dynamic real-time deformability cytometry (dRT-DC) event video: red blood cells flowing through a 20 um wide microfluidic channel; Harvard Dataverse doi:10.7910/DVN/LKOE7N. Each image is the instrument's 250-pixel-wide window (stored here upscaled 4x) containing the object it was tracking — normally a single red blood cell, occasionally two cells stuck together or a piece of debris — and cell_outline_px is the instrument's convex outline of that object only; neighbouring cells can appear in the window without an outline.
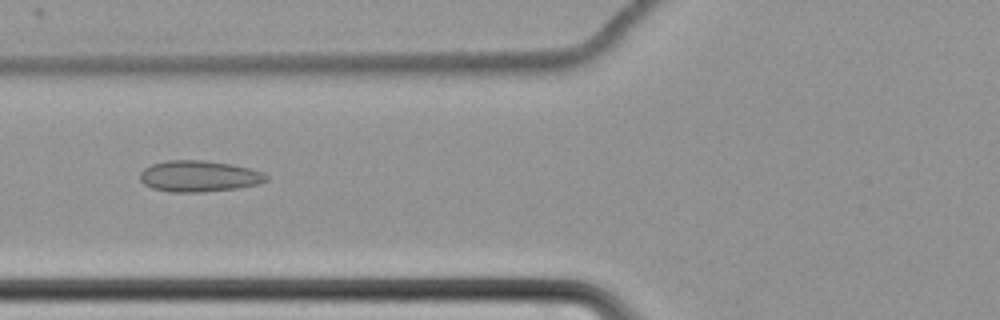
{"species": "common noctule bat (a hibernating species)", "species_latin": "Nyctalus noctula", "temperature_condition": "cold", "stored_images_in_passage": 42, "camera_frame_rate_fps": 3000, "um_per_image_px": 0.085, "animal": {"sex": "female", "body_mass_g": 22.7, "forearm_length_mm": 54.2}, "frame": {"image": 1, "passage_image": 6, "time_ms": 1.667, "image_size_px": [1000, 320], "cell_outline_px": [[268, 180], [260, 184], [240, 188], [200, 192], [172, 192], [152, 188], [144, 184], [140, 180], [140, 172], [144, 168], [152, 164], [168, 160], [204, 160], [232, 164], [264, 172], [268, 176]], "centroid_in_image_um": [16.94, 14.98], "position_along_channel_um": 108.9, "area_um2": 23.12}}
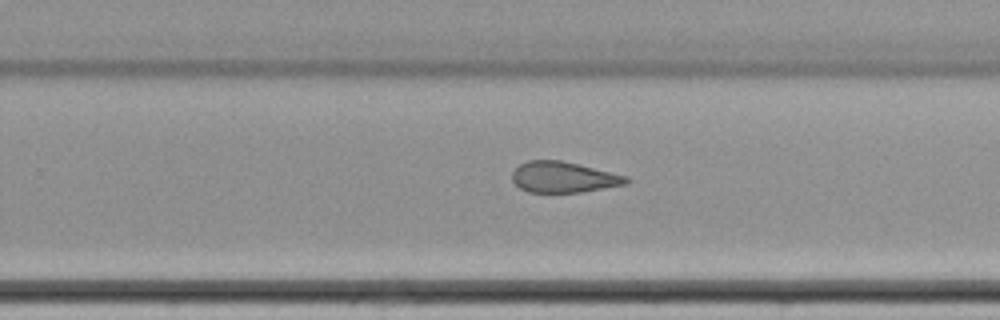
{"frame": {"image": 2, "passage_image": 21, "time_ms": 6.667, "image_size_px": [1000, 320], "cell_outline_px": [[632, 180], [628, 184], [580, 192], [528, 192], [520, 188], [512, 180], [512, 172], [520, 164], [528, 160], [560, 160], [628, 176]], "centroid_in_image_um": [47.92, 15.06], "position_along_channel_um": 281.9, "area_um2": 20.46}}
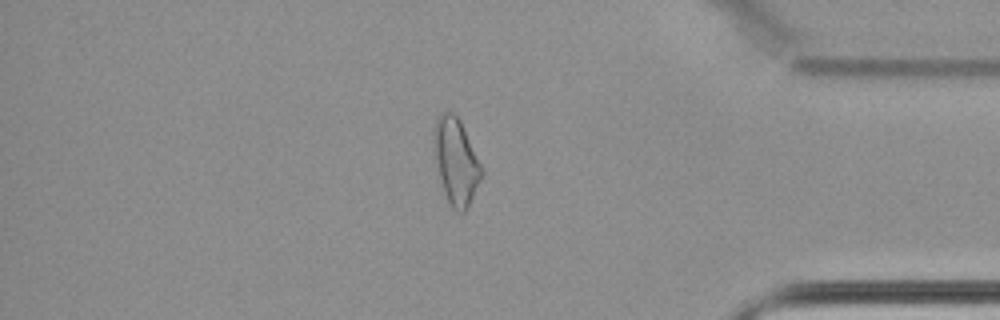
{"frame": {"image": 3, "passage_image": 33, "time_ms": 10.667, "image_size_px": [1000, 320], "cell_outline_px": [[484, 172], [464, 212], [456, 212], [452, 208], [448, 200], [432, 156], [432, 128], [440, 112], [452, 112], [460, 120], [484, 168]], "centroid_in_image_um": [38.72, 13.64], "position_along_channel_um": 396.5, "area_um2": 24.22}, "authors_computed_cell_mechanics": {"area_um2": 22.253, "velocity_mm_per_s": 3.4616, "shape_relaxation_time_tau1_ms": null, "shape_relaxation_time_tau2_ms": 3.2597, "deformation_change_tau1": null, "deformation_change_tau2": 0.1036}}